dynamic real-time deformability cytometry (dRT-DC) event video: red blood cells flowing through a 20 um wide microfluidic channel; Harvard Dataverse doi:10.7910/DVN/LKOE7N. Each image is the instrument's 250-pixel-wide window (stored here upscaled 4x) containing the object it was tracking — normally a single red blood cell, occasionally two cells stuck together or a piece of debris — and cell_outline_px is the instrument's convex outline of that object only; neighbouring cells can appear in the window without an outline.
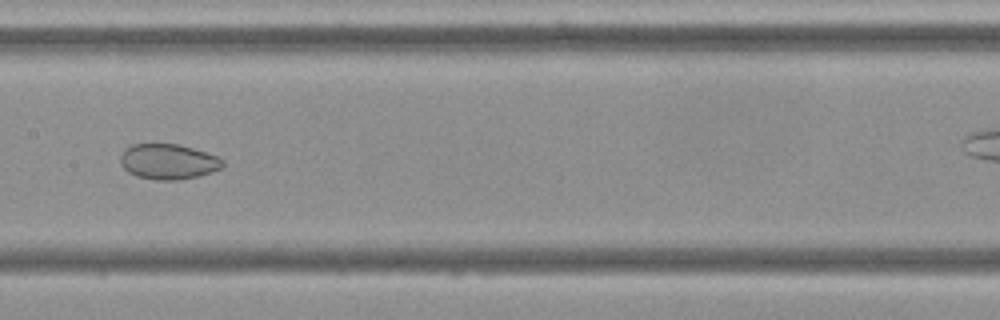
{"species": "Egyptian fruit bat (a non-hibernating species)", "species_latin": "Rousettus aegyptiacus", "temperature_condition": "cold", "stored_images_in_passage": 8, "camera_frame_rate_fps": 3000, "um_per_image_px": 0.085, "frame": {"image": 1, "passage_image": 5, "time_ms": 4.667, "image_size_px": [1000, 320], "cell_outline_px": [[224, 164], [220, 168], [212, 172], [180, 180], [156, 180], [136, 176], [128, 172], [120, 164], [120, 156], [124, 148], [132, 144], [180, 144], [216, 156], [224, 160]], "centroid_in_image_um": [14.26, 13.74], "position_along_channel_um": 193.1, "area_um2": 21.1}}
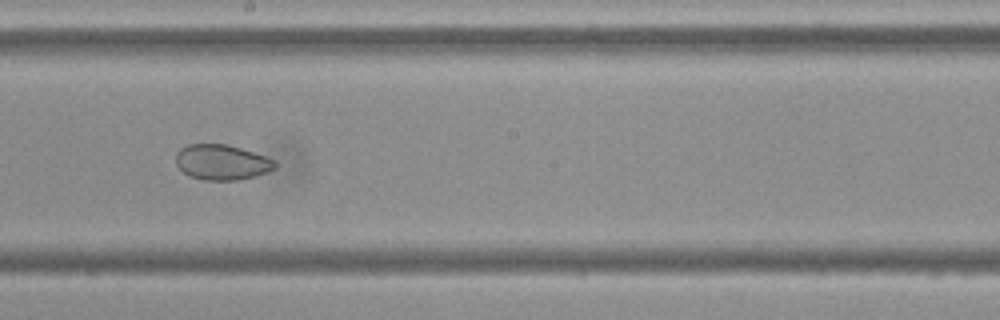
{"frame": {"image": 2, "passage_image": 6, "time_ms": 5.667, "image_size_px": [1000, 320], "cell_outline_px": [[276, 168], [256, 176], [236, 180], [204, 180], [188, 176], [176, 164], [176, 152], [180, 148], [188, 144], [228, 144], [276, 160]], "centroid_in_image_um": [18.84, 13.79], "position_along_channel_um": 229.4, "area_um2": 20.4}}